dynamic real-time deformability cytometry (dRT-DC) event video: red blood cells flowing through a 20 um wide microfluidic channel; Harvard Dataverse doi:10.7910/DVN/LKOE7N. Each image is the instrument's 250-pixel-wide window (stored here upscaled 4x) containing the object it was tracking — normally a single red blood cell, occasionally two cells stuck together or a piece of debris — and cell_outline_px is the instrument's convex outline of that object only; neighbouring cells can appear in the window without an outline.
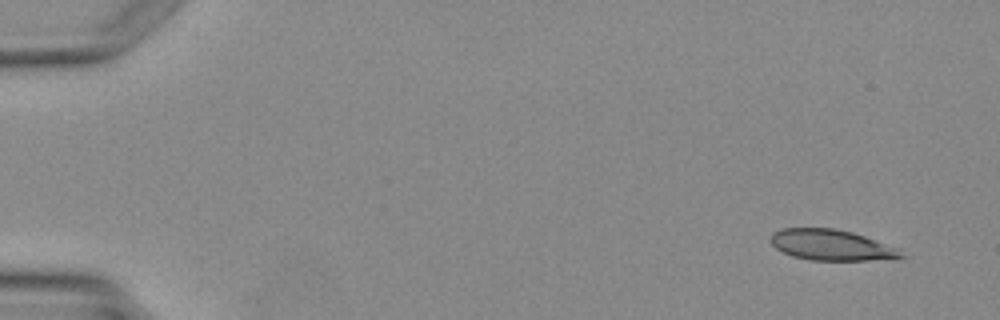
{"species": "Egyptian fruit bat (a non-hibernating species)", "species_latin": "Rousettus aegyptiacus", "temperature_condition": "warm", "stored_images_in_passage": 4, "camera_frame_rate_fps": 3000, "um_per_image_px": 0.085, "animal": {"sex": "female"}, "frame": {"image": 1, "passage_image": 1, "time_ms": 0.0, "image_size_px": [1000, 320], "cell_outline_px": [[904, 256], [896, 260], [812, 260], [792, 256], [776, 248], [772, 244], [772, 232], [780, 228], [832, 228], [852, 232], [900, 248]], "centroid_in_image_um": [70.73, 20.83], "position_along_channel_um": 14.3, "area_um2": 23.52}}